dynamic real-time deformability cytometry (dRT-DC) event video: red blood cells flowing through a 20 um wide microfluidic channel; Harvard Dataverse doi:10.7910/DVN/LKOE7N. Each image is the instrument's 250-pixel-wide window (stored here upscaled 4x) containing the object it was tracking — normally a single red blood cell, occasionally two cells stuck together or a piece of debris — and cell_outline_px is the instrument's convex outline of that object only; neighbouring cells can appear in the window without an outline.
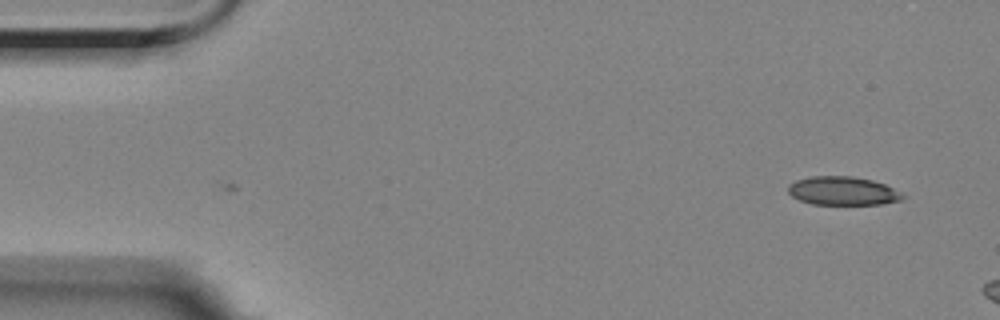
{"species": "Egyptian fruit bat (a non-hibernating species)", "species_latin": "Rousettus aegyptiacus", "temperature_condition": "room temperature", "stored_images_in_passage": 7, "camera_frame_rate_fps": 3000, "um_per_image_px": 0.085, "animal": {"sex": "female"}, "frame": {"image": 1, "passage_image": 1, "time_ms": 0.0, "image_size_px": [1000, 320], "cell_outline_px": [[908, 196], [900, 200], [880, 204], [812, 204], [800, 200], [792, 196], [788, 192], [788, 184], [796, 180], [808, 176], [852, 176], [872, 180], [884, 184]], "centroid_in_image_um": [71.62, 16.22], "position_along_channel_um": 13.4, "area_um2": 19.07}}